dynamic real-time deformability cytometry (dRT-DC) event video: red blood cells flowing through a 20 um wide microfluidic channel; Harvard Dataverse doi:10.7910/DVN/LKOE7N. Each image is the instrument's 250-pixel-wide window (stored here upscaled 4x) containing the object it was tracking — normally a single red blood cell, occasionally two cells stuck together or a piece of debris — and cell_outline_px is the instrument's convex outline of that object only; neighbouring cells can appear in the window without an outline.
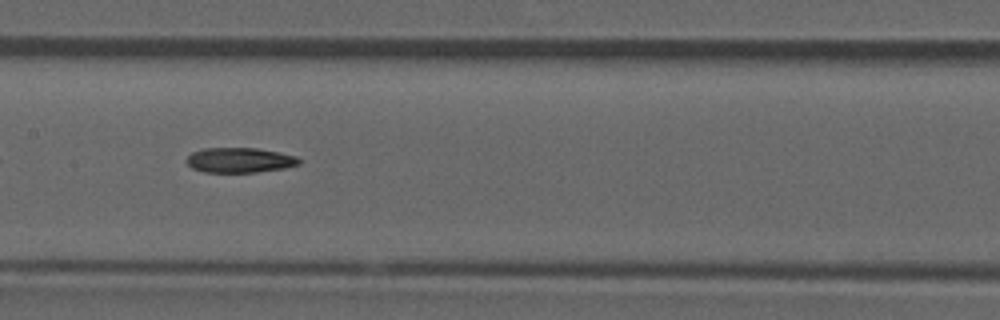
{"species": "common noctule bat (a hibernating species)", "species_latin": "Nyctalus noctula", "temperature_condition": "room temperature", "stored_images_in_passage": 37, "camera_frame_rate_fps": 3000, "um_per_image_px": 0.085, "animal": {"sex": "male", "forearm_length_mm": 52.5}, "frame": {"image": 1, "passage_image": 11, "time_ms": 3.333, "image_size_px": [1000, 320], "cell_outline_px": [[300, 164], [284, 168], [256, 172], [204, 172], [192, 168], [184, 160], [192, 152], [204, 148], [256, 148], [280, 152], [296, 156], [300, 160]], "centroid_in_image_um": [20.36, 13.61], "position_along_channel_um": 187.0, "area_um2": 16.42}}